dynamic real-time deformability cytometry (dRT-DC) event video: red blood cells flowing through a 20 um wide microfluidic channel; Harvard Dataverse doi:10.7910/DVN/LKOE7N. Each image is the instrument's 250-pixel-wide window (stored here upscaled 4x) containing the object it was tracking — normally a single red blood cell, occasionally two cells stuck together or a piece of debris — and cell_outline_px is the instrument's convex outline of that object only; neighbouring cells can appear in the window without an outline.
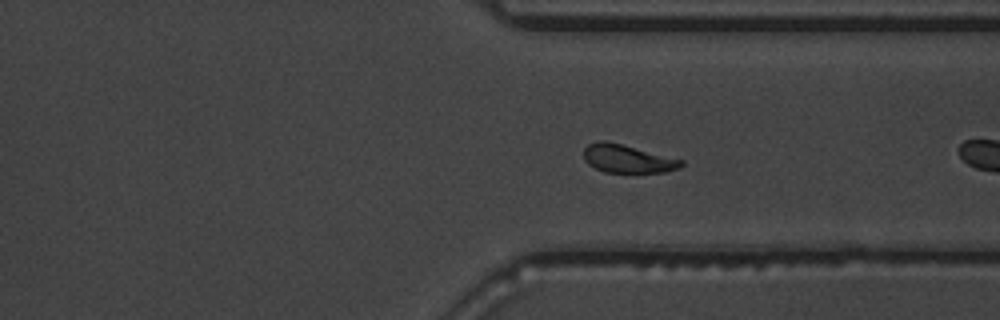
{"species": "common noctule bat (a hibernating species)", "species_latin": "Nyctalus noctula", "temperature_condition": "warm", "stored_images_in_passage": 49, "camera_frame_rate_fps": 3000, "um_per_image_px": 0.085, "animal": {"sex": "male", "body_mass_g": 19.5, "forearm_length_mm": 54.6}, "frame": {"image": 1, "passage_image": 35, "time_ms": 11.333, "image_size_px": [1000, 320], "cell_outline_px": [[684, 164], [680, 168], [664, 172], [632, 176], [604, 172], [588, 164], [584, 160], [584, 148], [588, 144], [596, 140], [604, 140], [684, 160]], "centroid_in_image_um": [53.35, 13.55], "position_along_channel_um": 358.1, "area_um2": 16.76}, "authors_computed_cell_mechanics": {"area_um2": 16.762, "velocity_mm_per_s": 3.8316, "shape_relaxation_time_tau1_ms": 3.54, "shape_relaxation_time_tau2_ms": 2.7548, "deformation_change_tau1": 0.2032, "deformation_change_tau2": 0.1003}}